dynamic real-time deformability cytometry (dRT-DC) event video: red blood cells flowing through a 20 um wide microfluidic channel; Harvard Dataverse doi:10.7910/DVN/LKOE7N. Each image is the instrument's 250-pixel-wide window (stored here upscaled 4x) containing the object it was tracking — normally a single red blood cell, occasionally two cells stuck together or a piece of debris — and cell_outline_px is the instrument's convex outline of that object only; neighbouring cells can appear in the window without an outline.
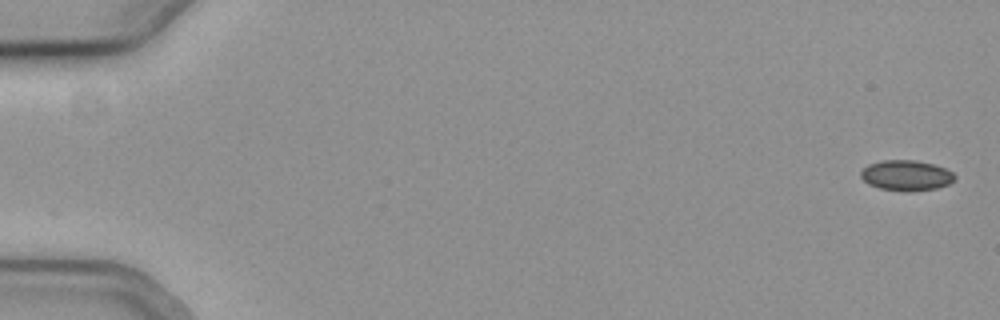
{"species": "common noctule bat (a hibernating species)", "species_latin": "Nyctalus noctula", "temperature_condition": "cold", "stored_images_in_passage": 56, "camera_frame_rate_fps": 3000, "um_per_image_px": 0.085, "animal": {"sex": "female", "body_mass_g": 19.3, "forearm_length_mm": 54.1}, "frame": {"image": 1, "passage_image": 1, "time_ms": 0.0, "image_size_px": [1000, 320], "cell_outline_px": [[956, 180], [948, 184], [936, 188], [908, 192], [880, 188], [868, 184], [860, 176], [860, 172], [868, 164], [884, 160], [916, 160], [932, 164], [944, 168], [952, 172], [956, 176]], "centroid_in_image_um": [77.04, 14.91], "position_along_channel_um": 8.0, "area_um2": 16.65}}
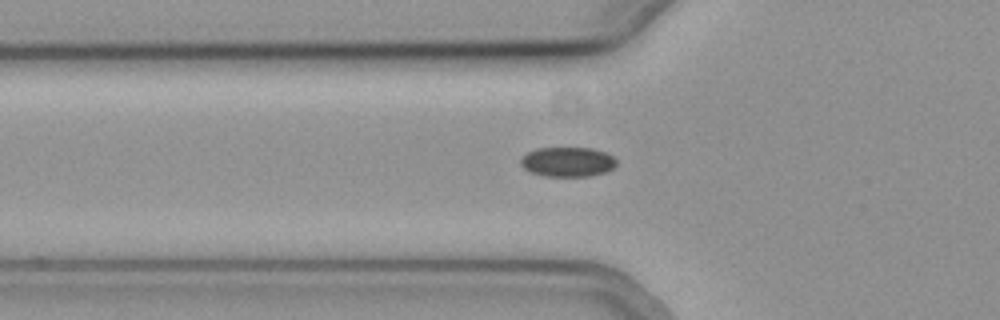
{"frame": {"image": 2, "passage_image": 20, "time_ms": 6.333, "image_size_px": [1000, 320], "cell_outline_px": [[616, 164], [612, 168], [604, 172], [588, 176], [544, 176], [532, 172], [524, 168], [520, 164], [520, 160], [528, 152], [536, 148], [592, 148], [604, 152], [612, 156], [616, 160]], "centroid_in_image_um": [48.23, 13.75], "position_along_channel_um": 77.6, "area_um2": 16.36}}
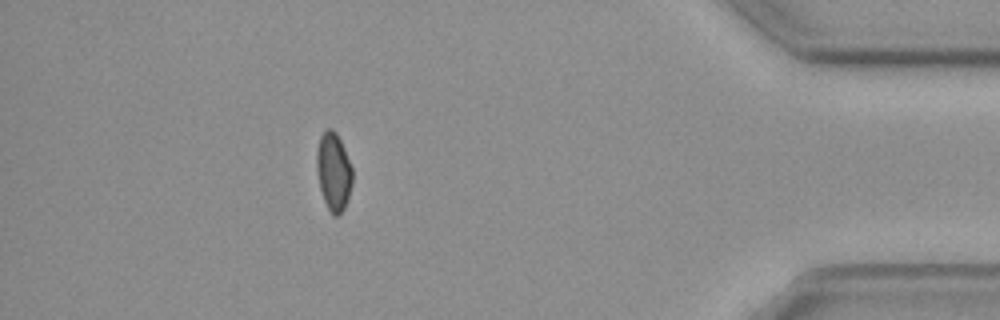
{"frame": {"image": 3, "passage_image": 50, "time_ms": 16.333, "image_size_px": [1000, 320], "cell_outline_px": [[352, 184], [344, 208], [336, 216], [332, 216], [324, 200], [320, 188], [316, 168], [316, 152], [320, 136], [328, 128], [332, 128], [336, 132], [344, 148], [352, 168]], "centroid_in_image_um": [28.34, 14.57], "position_along_channel_um": 406.9, "area_um2": 16.13}, "authors_computed_cell_mechanics": {"area_um2": 16.5019, "velocity_mm_per_s": 3.7763, "shape_relaxation_time_tau1_ms": 9.637, "shape_relaxation_time_tau2_ms": null, "deformation_change_tau1": 0.1075, "deformation_change_tau2": null}}